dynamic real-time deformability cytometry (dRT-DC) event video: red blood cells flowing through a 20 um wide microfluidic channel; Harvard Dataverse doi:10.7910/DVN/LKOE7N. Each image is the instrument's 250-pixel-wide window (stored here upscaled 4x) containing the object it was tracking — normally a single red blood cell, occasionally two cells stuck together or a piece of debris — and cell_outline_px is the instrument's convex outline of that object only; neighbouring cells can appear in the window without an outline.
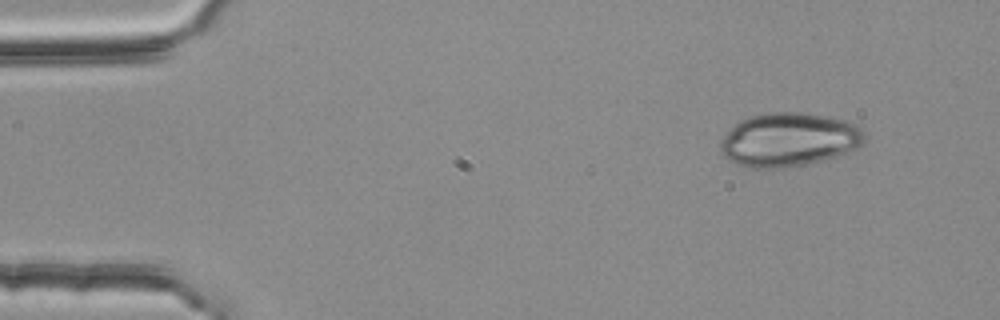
{"species": "common noctule bat (a hibernating species)", "species_latin": "Nyctalus noctula", "temperature_condition": "room temperature", "stored_images_in_passage": 3, "camera_frame_rate_fps": 3000, "um_per_image_px": 0.085, "animal": {"sex": "female", "body_mass_g": 25.1}, "frame": {"image": 1, "passage_image": 1, "time_ms": 0.0, "image_size_px": [1000, 320], "cell_outline_px": [[864, 144], [848, 152], [824, 160], [784, 168], [748, 168], [724, 156], [720, 152], [720, 140], [740, 120], [748, 116], [772, 112], [800, 112], [828, 116], [844, 120], [856, 124], [864, 132]], "centroid_in_image_um": [67.07, 11.87], "position_along_channel_um": 17.9, "area_um2": 45.08}}